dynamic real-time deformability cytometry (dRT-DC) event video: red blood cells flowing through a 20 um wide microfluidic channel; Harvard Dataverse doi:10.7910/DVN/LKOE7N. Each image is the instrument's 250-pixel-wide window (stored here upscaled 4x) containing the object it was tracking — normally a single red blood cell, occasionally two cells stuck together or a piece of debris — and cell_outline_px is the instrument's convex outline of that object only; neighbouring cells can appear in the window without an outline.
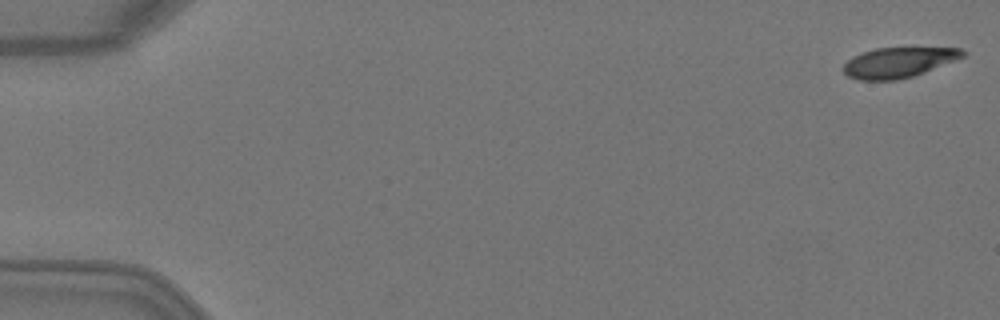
{"species": "Egyptian fruit bat (a non-hibernating species)", "species_latin": "Rousettus aegyptiacus", "temperature_condition": "warm", "stored_images_in_passage": 6, "camera_frame_rate_fps": 3000, "um_per_image_px": 0.085, "animal": {"sex": "female"}, "frame": {"image": 1, "passage_image": 1, "time_ms": 0.0, "image_size_px": [1000, 320], "cell_outline_px": [[968, 52], [964, 56], [956, 60], [924, 72], [912, 76], [896, 80], [860, 80], [848, 76], [840, 68], [852, 56], [876, 48], [960, 48]], "centroid_in_image_um": [76.36, 5.31], "position_along_channel_um": 8.6, "area_um2": 20.92}}
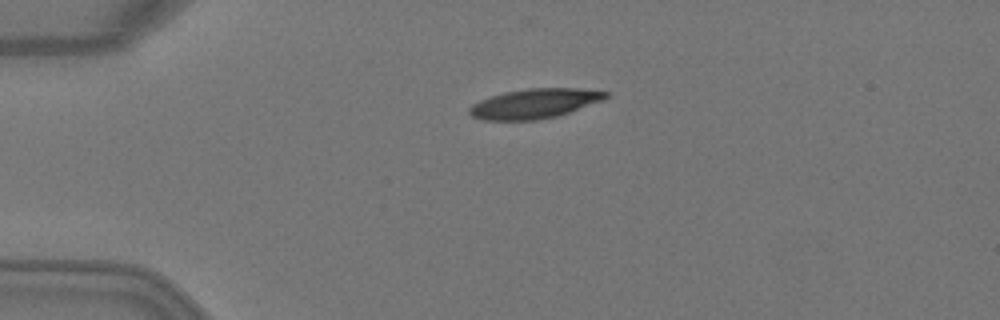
{"frame": {"image": 2, "passage_image": 4, "time_ms": 1.0, "image_size_px": [1000, 320], "cell_outline_px": [[608, 96], [600, 100], [568, 112], [556, 116], [540, 120], [480, 120], [472, 116], [468, 112], [468, 108], [472, 104], [480, 100], [504, 92], [528, 88], [580, 88], [608, 92]], "centroid_in_image_um": [45.37, 8.8], "position_along_channel_um": 39.6, "area_um2": 23.35}}
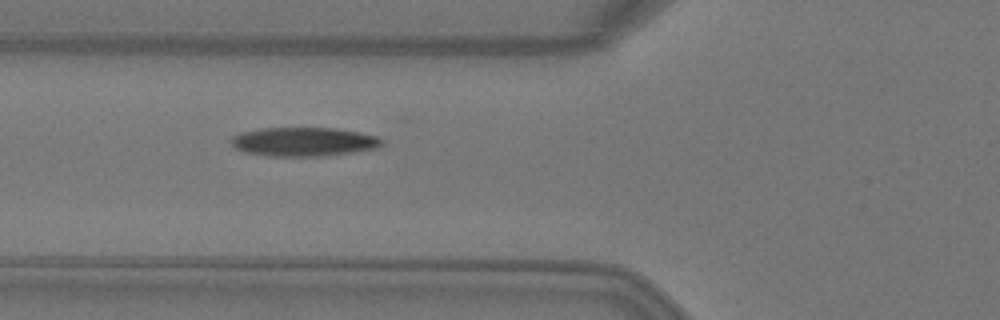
{"frame": {"image": 3, "passage_image": 6, "time_ms": 1.667, "image_size_px": [1000, 320], "cell_outline_px": [[384, 144], [376, 148], [328, 156], [268, 156], [244, 152], [236, 148], [228, 140], [232, 136], [240, 132], [260, 128], [336, 128], [360, 132], [376, 136], [384, 140]], "centroid_in_image_um": [25.8, 12.05], "position_along_channel_um": 100.0, "area_um2": 25.66}}